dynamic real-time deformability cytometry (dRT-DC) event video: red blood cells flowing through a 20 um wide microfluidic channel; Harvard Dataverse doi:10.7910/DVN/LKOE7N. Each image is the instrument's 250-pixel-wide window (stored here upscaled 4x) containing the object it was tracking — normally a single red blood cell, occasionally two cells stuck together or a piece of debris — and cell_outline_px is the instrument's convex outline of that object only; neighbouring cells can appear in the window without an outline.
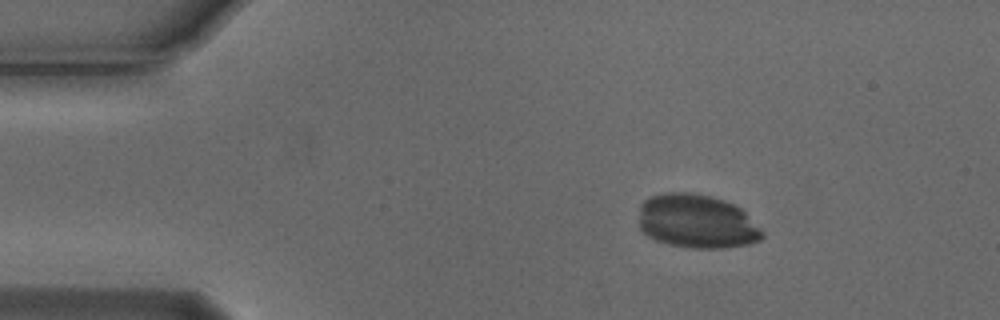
{"species": "Egyptian fruit bat (a non-hibernating species)", "species_latin": "Rousettus aegyptiacus", "temperature_condition": "cold", "stored_images_in_passage": 5, "segment_of_instrument_passage": [1, 2], "camera_frame_rate_fps": 3000, "um_per_image_px": 0.085, "animal": {"sex": "male"}, "frame": {"image": 1, "passage_image": 2, "time_ms": 0.333, "image_size_px": [1000, 320], "cell_outline_px": [[764, 236], [760, 240], [748, 244], [724, 248], [692, 248], [668, 244], [656, 240], [648, 236], [640, 228], [640, 204], [644, 200], [652, 196], [668, 192], [688, 192], [712, 196], [724, 200], [740, 208], [764, 232]], "centroid_in_image_um": [59.23, 18.82], "position_along_channel_um": 25.8, "area_um2": 38.67}}